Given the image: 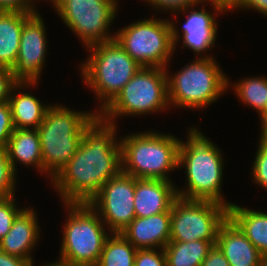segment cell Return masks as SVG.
<instances>
[{
  "label": "cell",
  "instance_id": "obj_36",
  "mask_svg": "<svg viewBox=\"0 0 267 266\" xmlns=\"http://www.w3.org/2000/svg\"><path fill=\"white\" fill-rule=\"evenodd\" d=\"M0 266H33L28 260L4 253L0 249Z\"/></svg>",
  "mask_w": 267,
  "mask_h": 266
},
{
  "label": "cell",
  "instance_id": "obj_39",
  "mask_svg": "<svg viewBox=\"0 0 267 266\" xmlns=\"http://www.w3.org/2000/svg\"><path fill=\"white\" fill-rule=\"evenodd\" d=\"M46 264L43 266H83V265H68L65 263H46Z\"/></svg>",
  "mask_w": 267,
  "mask_h": 266
},
{
  "label": "cell",
  "instance_id": "obj_37",
  "mask_svg": "<svg viewBox=\"0 0 267 266\" xmlns=\"http://www.w3.org/2000/svg\"><path fill=\"white\" fill-rule=\"evenodd\" d=\"M206 1L211 4L212 8L214 9L215 13L218 15L219 12H228V7L230 6L232 0H201Z\"/></svg>",
  "mask_w": 267,
  "mask_h": 266
},
{
  "label": "cell",
  "instance_id": "obj_31",
  "mask_svg": "<svg viewBox=\"0 0 267 266\" xmlns=\"http://www.w3.org/2000/svg\"><path fill=\"white\" fill-rule=\"evenodd\" d=\"M148 5L152 6V9L162 11H169L177 14V11L184 10L185 8H191L198 4H203L201 0H143Z\"/></svg>",
  "mask_w": 267,
  "mask_h": 266
},
{
  "label": "cell",
  "instance_id": "obj_29",
  "mask_svg": "<svg viewBox=\"0 0 267 266\" xmlns=\"http://www.w3.org/2000/svg\"><path fill=\"white\" fill-rule=\"evenodd\" d=\"M14 129L9 102L0 103V149H6Z\"/></svg>",
  "mask_w": 267,
  "mask_h": 266
},
{
  "label": "cell",
  "instance_id": "obj_11",
  "mask_svg": "<svg viewBox=\"0 0 267 266\" xmlns=\"http://www.w3.org/2000/svg\"><path fill=\"white\" fill-rule=\"evenodd\" d=\"M229 217V208L208 200L177 197L171 207L170 241H210L216 245L220 226Z\"/></svg>",
  "mask_w": 267,
  "mask_h": 266
},
{
  "label": "cell",
  "instance_id": "obj_23",
  "mask_svg": "<svg viewBox=\"0 0 267 266\" xmlns=\"http://www.w3.org/2000/svg\"><path fill=\"white\" fill-rule=\"evenodd\" d=\"M213 247L210 241H170L164 247L167 266H201Z\"/></svg>",
  "mask_w": 267,
  "mask_h": 266
},
{
  "label": "cell",
  "instance_id": "obj_34",
  "mask_svg": "<svg viewBox=\"0 0 267 266\" xmlns=\"http://www.w3.org/2000/svg\"><path fill=\"white\" fill-rule=\"evenodd\" d=\"M243 10L253 9L259 13L267 16V0H232L230 6L228 7V12L231 10Z\"/></svg>",
  "mask_w": 267,
  "mask_h": 266
},
{
  "label": "cell",
  "instance_id": "obj_13",
  "mask_svg": "<svg viewBox=\"0 0 267 266\" xmlns=\"http://www.w3.org/2000/svg\"><path fill=\"white\" fill-rule=\"evenodd\" d=\"M39 13L35 12L23 25L18 57L11 69L18 82H38L46 61L47 31Z\"/></svg>",
  "mask_w": 267,
  "mask_h": 266
},
{
  "label": "cell",
  "instance_id": "obj_25",
  "mask_svg": "<svg viewBox=\"0 0 267 266\" xmlns=\"http://www.w3.org/2000/svg\"><path fill=\"white\" fill-rule=\"evenodd\" d=\"M236 82L231 85L238 99L253 107L261 116L267 110V77L250 76Z\"/></svg>",
  "mask_w": 267,
  "mask_h": 266
},
{
  "label": "cell",
  "instance_id": "obj_32",
  "mask_svg": "<svg viewBox=\"0 0 267 266\" xmlns=\"http://www.w3.org/2000/svg\"><path fill=\"white\" fill-rule=\"evenodd\" d=\"M17 83L11 69L0 66V103L9 100L11 91Z\"/></svg>",
  "mask_w": 267,
  "mask_h": 266
},
{
  "label": "cell",
  "instance_id": "obj_10",
  "mask_svg": "<svg viewBox=\"0 0 267 266\" xmlns=\"http://www.w3.org/2000/svg\"><path fill=\"white\" fill-rule=\"evenodd\" d=\"M51 3L84 47L115 38V33L108 31L118 11V0H52Z\"/></svg>",
  "mask_w": 267,
  "mask_h": 266
},
{
  "label": "cell",
  "instance_id": "obj_27",
  "mask_svg": "<svg viewBox=\"0 0 267 266\" xmlns=\"http://www.w3.org/2000/svg\"><path fill=\"white\" fill-rule=\"evenodd\" d=\"M258 149L252 167V179L267 190V139H259Z\"/></svg>",
  "mask_w": 267,
  "mask_h": 266
},
{
  "label": "cell",
  "instance_id": "obj_8",
  "mask_svg": "<svg viewBox=\"0 0 267 266\" xmlns=\"http://www.w3.org/2000/svg\"><path fill=\"white\" fill-rule=\"evenodd\" d=\"M64 205L69 213L63 228L60 259L51 263L96 266L111 232L105 231L104 222L88 203Z\"/></svg>",
  "mask_w": 267,
  "mask_h": 266
},
{
  "label": "cell",
  "instance_id": "obj_18",
  "mask_svg": "<svg viewBox=\"0 0 267 266\" xmlns=\"http://www.w3.org/2000/svg\"><path fill=\"white\" fill-rule=\"evenodd\" d=\"M216 245L230 266H260L261 252L228 217L220 226Z\"/></svg>",
  "mask_w": 267,
  "mask_h": 266
},
{
  "label": "cell",
  "instance_id": "obj_16",
  "mask_svg": "<svg viewBox=\"0 0 267 266\" xmlns=\"http://www.w3.org/2000/svg\"><path fill=\"white\" fill-rule=\"evenodd\" d=\"M171 212L135 219L121 234L136 249H164L170 242Z\"/></svg>",
  "mask_w": 267,
  "mask_h": 266
},
{
  "label": "cell",
  "instance_id": "obj_35",
  "mask_svg": "<svg viewBox=\"0 0 267 266\" xmlns=\"http://www.w3.org/2000/svg\"><path fill=\"white\" fill-rule=\"evenodd\" d=\"M201 266H230L223 252L217 245L208 251L207 257L202 262Z\"/></svg>",
  "mask_w": 267,
  "mask_h": 266
},
{
  "label": "cell",
  "instance_id": "obj_7",
  "mask_svg": "<svg viewBox=\"0 0 267 266\" xmlns=\"http://www.w3.org/2000/svg\"><path fill=\"white\" fill-rule=\"evenodd\" d=\"M174 24L168 18H145L119 28L114 39L140 66L167 69L181 35Z\"/></svg>",
  "mask_w": 267,
  "mask_h": 266
},
{
  "label": "cell",
  "instance_id": "obj_20",
  "mask_svg": "<svg viewBox=\"0 0 267 266\" xmlns=\"http://www.w3.org/2000/svg\"><path fill=\"white\" fill-rule=\"evenodd\" d=\"M35 12L0 11V66L12 69L18 57L24 23Z\"/></svg>",
  "mask_w": 267,
  "mask_h": 266
},
{
  "label": "cell",
  "instance_id": "obj_21",
  "mask_svg": "<svg viewBox=\"0 0 267 266\" xmlns=\"http://www.w3.org/2000/svg\"><path fill=\"white\" fill-rule=\"evenodd\" d=\"M13 171L17 174L16 163L36 166L44 173L40 137L37 129H14L6 147Z\"/></svg>",
  "mask_w": 267,
  "mask_h": 266
},
{
  "label": "cell",
  "instance_id": "obj_24",
  "mask_svg": "<svg viewBox=\"0 0 267 266\" xmlns=\"http://www.w3.org/2000/svg\"><path fill=\"white\" fill-rule=\"evenodd\" d=\"M137 249L121 234L111 233L96 266H134Z\"/></svg>",
  "mask_w": 267,
  "mask_h": 266
},
{
  "label": "cell",
  "instance_id": "obj_3",
  "mask_svg": "<svg viewBox=\"0 0 267 266\" xmlns=\"http://www.w3.org/2000/svg\"><path fill=\"white\" fill-rule=\"evenodd\" d=\"M98 113L70 110L53 104L46 110L37 128L40 137L44 173L51 180L76 153L85 127Z\"/></svg>",
  "mask_w": 267,
  "mask_h": 266
},
{
  "label": "cell",
  "instance_id": "obj_9",
  "mask_svg": "<svg viewBox=\"0 0 267 266\" xmlns=\"http://www.w3.org/2000/svg\"><path fill=\"white\" fill-rule=\"evenodd\" d=\"M161 67H141L117 96L98 115L116 123L123 115H147L169 107L167 71ZM115 119V120H114Z\"/></svg>",
  "mask_w": 267,
  "mask_h": 266
},
{
  "label": "cell",
  "instance_id": "obj_28",
  "mask_svg": "<svg viewBox=\"0 0 267 266\" xmlns=\"http://www.w3.org/2000/svg\"><path fill=\"white\" fill-rule=\"evenodd\" d=\"M15 195L0 198V240L7 235L18 214L23 210L17 207Z\"/></svg>",
  "mask_w": 267,
  "mask_h": 266
},
{
  "label": "cell",
  "instance_id": "obj_15",
  "mask_svg": "<svg viewBox=\"0 0 267 266\" xmlns=\"http://www.w3.org/2000/svg\"><path fill=\"white\" fill-rule=\"evenodd\" d=\"M35 209L25 208L14 220L10 231L0 240V249L12 256L28 260L32 265V250H35L40 238V226L38 225Z\"/></svg>",
  "mask_w": 267,
  "mask_h": 266
},
{
  "label": "cell",
  "instance_id": "obj_19",
  "mask_svg": "<svg viewBox=\"0 0 267 266\" xmlns=\"http://www.w3.org/2000/svg\"><path fill=\"white\" fill-rule=\"evenodd\" d=\"M32 86H37V82H18L11 91L8 102L15 129H37L44 119L46 110L50 107V105H43L31 93L19 91Z\"/></svg>",
  "mask_w": 267,
  "mask_h": 266
},
{
  "label": "cell",
  "instance_id": "obj_26",
  "mask_svg": "<svg viewBox=\"0 0 267 266\" xmlns=\"http://www.w3.org/2000/svg\"><path fill=\"white\" fill-rule=\"evenodd\" d=\"M16 175L9 161L7 150L0 149V198L15 195Z\"/></svg>",
  "mask_w": 267,
  "mask_h": 266
},
{
  "label": "cell",
  "instance_id": "obj_17",
  "mask_svg": "<svg viewBox=\"0 0 267 266\" xmlns=\"http://www.w3.org/2000/svg\"><path fill=\"white\" fill-rule=\"evenodd\" d=\"M195 7L192 6L191 9L187 7L184 10L178 11V13L187 12L185 23L182 29H180L183 31V35L181 36L182 45L183 48L188 47V50L191 49L194 54L196 53L198 58L199 56L200 58H209L211 55H202V52H208L216 42L218 24L215 13L211 14L204 8L198 11Z\"/></svg>",
  "mask_w": 267,
  "mask_h": 266
},
{
  "label": "cell",
  "instance_id": "obj_1",
  "mask_svg": "<svg viewBox=\"0 0 267 266\" xmlns=\"http://www.w3.org/2000/svg\"><path fill=\"white\" fill-rule=\"evenodd\" d=\"M116 125L97 115L84 129L69 163L50 181L63 203H88L122 171V150Z\"/></svg>",
  "mask_w": 267,
  "mask_h": 266
},
{
  "label": "cell",
  "instance_id": "obj_40",
  "mask_svg": "<svg viewBox=\"0 0 267 266\" xmlns=\"http://www.w3.org/2000/svg\"><path fill=\"white\" fill-rule=\"evenodd\" d=\"M260 266H267V254L262 255V260Z\"/></svg>",
  "mask_w": 267,
  "mask_h": 266
},
{
  "label": "cell",
  "instance_id": "obj_12",
  "mask_svg": "<svg viewBox=\"0 0 267 266\" xmlns=\"http://www.w3.org/2000/svg\"><path fill=\"white\" fill-rule=\"evenodd\" d=\"M135 178L121 171L88 202L111 233H121L134 219Z\"/></svg>",
  "mask_w": 267,
  "mask_h": 266
},
{
  "label": "cell",
  "instance_id": "obj_30",
  "mask_svg": "<svg viewBox=\"0 0 267 266\" xmlns=\"http://www.w3.org/2000/svg\"><path fill=\"white\" fill-rule=\"evenodd\" d=\"M134 266H167L163 249H137Z\"/></svg>",
  "mask_w": 267,
  "mask_h": 266
},
{
  "label": "cell",
  "instance_id": "obj_2",
  "mask_svg": "<svg viewBox=\"0 0 267 266\" xmlns=\"http://www.w3.org/2000/svg\"><path fill=\"white\" fill-rule=\"evenodd\" d=\"M186 141L180 142L178 166L185 168L188 188H178L177 196L189 200H208L231 206L222 196L224 160L216 144L196 127L187 131Z\"/></svg>",
  "mask_w": 267,
  "mask_h": 266
},
{
  "label": "cell",
  "instance_id": "obj_14",
  "mask_svg": "<svg viewBox=\"0 0 267 266\" xmlns=\"http://www.w3.org/2000/svg\"><path fill=\"white\" fill-rule=\"evenodd\" d=\"M173 181L162 179L135 178L134 209L135 217H149L163 212H171L174 200L178 197Z\"/></svg>",
  "mask_w": 267,
  "mask_h": 266
},
{
  "label": "cell",
  "instance_id": "obj_6",
  "mask_svg": "<svg viewBox=\"0 0 267 266\" xmlns=\"http://www.w3.org/2000/svg\"><path fill=\"white\" fill-rule=\"evenodd\" d=\"M176 74H167L169 107L201 109L207 107L231 87L228 76L215 58H196Z\"/></svg>",
  "mask_w": 267,
  "mask_h": 266
},
{
  "label": "cell",
  "instance_id": "obj_33",
  "mask_svg": "<svg viewBox=\"0 0 267 266\" xmlns=\"http://www.w3.org/2000/svg\"><path fill=\"white\" fill-rule=\"evenodd\" d=\"M34 0H0V11L37 12Z\"/></svg>",
  "mask_w": 267,
  "mask_h": 266
},
{
  "label": "cell",
  "instance_id": "obj_38",
  "mask_svg": "<svg viewBox=\"0 0 267 266\" xmlns=\"http://www.w3.org/2000/svg\"><path fill=\"white\" fill-rule=\"evenodd\" d=\"M261 132L260 138L267 139V110L260 116Z\"/></svg>",
  "mask_w": 267,
  "mask_h": 266
},
{
  "label": "cell",
  "instance_id": "obj_5",
  "mask_svg": "<svg viewBox=\"0 0 267 266\" xmlns=\"http://www.w3.org/2000/svg\"><path fill=\"white\" fill-rule=\"evenodd\" d=\"M90 52L81 63L83 82L91 88L101 105L102 111L121 89L140 70V66L115 40L93 44L87 47Z\"/></svg>",
  "mask_w": 267,
  "mask_h": 266
},
{
  "label": "cell",
  "instance_id": "obj_22",
  "mask_svg": "<svg viewBox=\"0 0 267 266\" xmlns=\"http://www.w3.org/2000/svg\"><path fill=\"white\" fill-rule=\"evenodd\" d=\"M229 218L262 255L267 254V213L232 203L229 207Z\"/></svg>",
  "mask_w": 267,
  "mask_h": 266
},
{
  "label": "cell",
  "instance_id": "obj_4",
  "mask_svg": "<svg viewBox=\"0 0 267 266\" xmlns=\"http://www.w3.org/2000/svg\"><path fill=\"white\" fill-rule=\"evenodd\" d=\"M121 138L122 171L124 173L137 179L172 181L168 174L179 168L181 139L169 133L163 134L153 130L130 133Z\"/></svg>",
  "mask_w": 267,
  "mask_h": 266
}]
</instances>
